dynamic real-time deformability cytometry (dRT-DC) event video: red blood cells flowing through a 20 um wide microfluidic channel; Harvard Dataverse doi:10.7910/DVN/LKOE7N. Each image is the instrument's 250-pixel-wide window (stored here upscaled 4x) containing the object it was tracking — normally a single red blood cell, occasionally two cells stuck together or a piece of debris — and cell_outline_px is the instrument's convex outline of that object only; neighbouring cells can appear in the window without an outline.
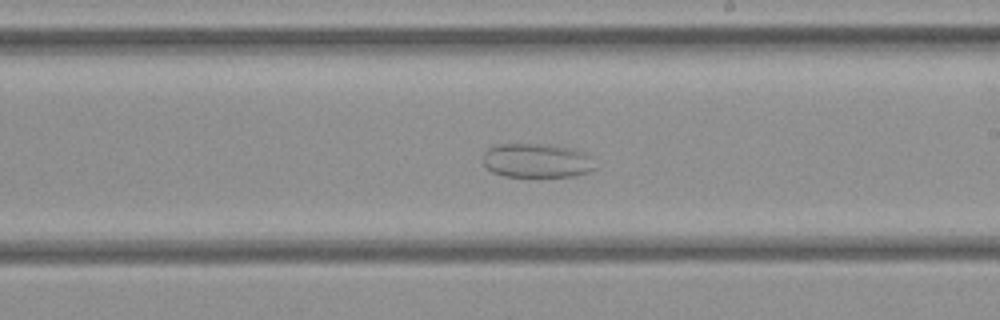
{"species": "common noctule bat (a hibernating species)", "species_latin": "Nyctalus noctula", "temperature_condition": "cold", "stored_images_in_passage": 36, "camera_frame_rate_fps": 3000, "um_per_image_px": 0.085, "animal": {"sex": "female", "body_mass_g": 21.9}, "frame": {"image": 1, "passage_image": 20, "time_ms": 6.333, "image_size_px": [1000, 320], "cell_outline_px": [[596, 168], [588, 172], [572, 176], [504, 176], [492, 172], [484, 164], [484, 152], [488, 148], [496, 144], [540, 144], [572, 148], [584, 152], [592, 156]], "centroid_in_image_um": [45.64, 13.64], "position_along_channel_um": 243.4, "area_um2": 22.31}}
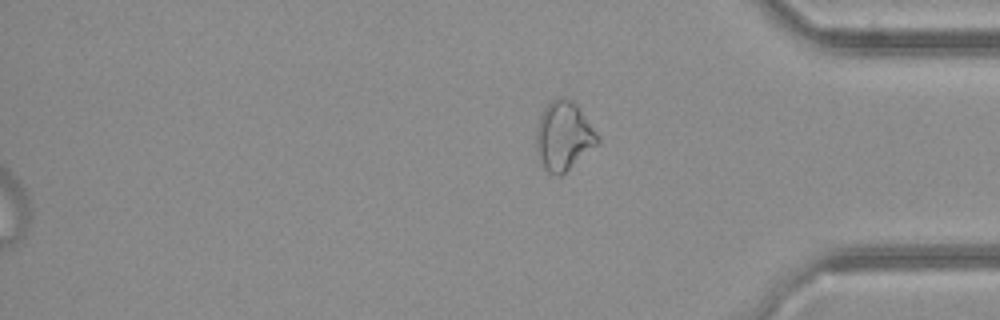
{"frame": {"image": 2, "passage_image": 36, "time_ms": 11.667, "image_size_px": [1000, 320], "cell_outline_px": [[600, 140], [596, 144], [560, 176], [556, 176], [548, 172], [544, 168], [536, 152], [536, 128], [540, 116], [544, 108], [556, 96], [560, 96], [572, 100], [576, 104], [600, 136]], "centroid_in_image_um": [47.88, 11.53], "position_along_channel_um": 387.3, "area_um2": 24.39}}